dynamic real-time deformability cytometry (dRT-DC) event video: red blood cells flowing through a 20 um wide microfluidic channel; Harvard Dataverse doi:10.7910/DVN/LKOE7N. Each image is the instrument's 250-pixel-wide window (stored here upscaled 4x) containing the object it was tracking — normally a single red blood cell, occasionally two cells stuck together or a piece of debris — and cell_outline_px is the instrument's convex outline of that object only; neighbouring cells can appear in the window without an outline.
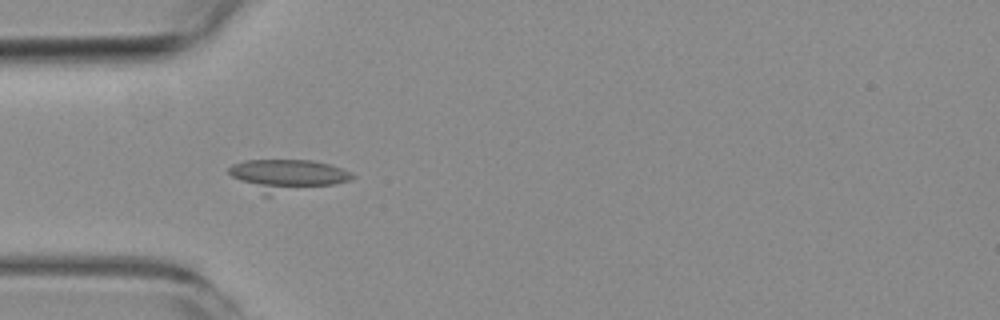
{"species": "common noctule bat (a hibernating species)", "species_latin": "Nyctalus noctula", "temperature_condition": "room temperature", "stored_images_in_passage": 2, "camera_frame_rate_fps": 3000, "um_per_image_px": 0.085, "animal": {"sex": "female", "body_mass_g": 19.3, "forearm_length_mm": 54.1}, "frame": {"image": 1, "passage_image": 1, "time_ms": 0.0, "image_size_px": [1000, 320], "cell_outline_px": [[356, 176], [348, 180], [332, 184], [268, 196], [264, 196], [232, 176], [228, 172], [228, 168], [232, 164], [244, 160], [312, 160], [328, 164], [352, 172]], "centroid_in_image_um": [24.37, 14.89], "position_along_channel_um": 60.6, "area_um2": 22.54}}
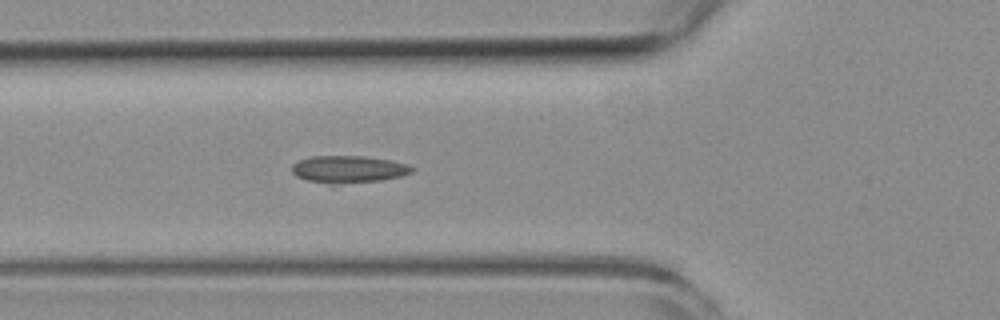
{"frame": {"image": 2, "passage_image": 2, "time_ms": 1.0, "image_size_px": [1000, 320], "cell_outline_px": [[416, 168], [412, 172], [400, 176], [380, 180], [340, 184], [328, 184], [308, 180], [296, 176], [292, 172], [292, 164], [308, 156], [364, 156], [392, 160], [408, 164]], "centroid_in_image_um": [29.62, 14.38], "position_along_channel_um": 96.2, "area_um2": 19.13}}